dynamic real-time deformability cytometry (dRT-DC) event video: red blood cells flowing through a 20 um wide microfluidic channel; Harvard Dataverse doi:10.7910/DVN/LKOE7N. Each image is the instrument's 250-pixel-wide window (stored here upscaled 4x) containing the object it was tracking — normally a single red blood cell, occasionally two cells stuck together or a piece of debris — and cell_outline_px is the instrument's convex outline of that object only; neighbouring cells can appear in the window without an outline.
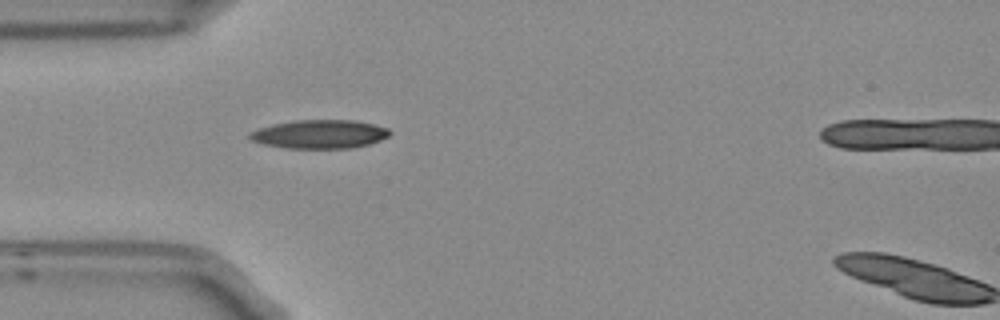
{"species": "Egyptian fruit bat (a non-hibernating species)", "species_latin": "Rousettus aegyptiacus", "temperature_condition": "room temperature", "stored_images_in_passage": 2, "segment_of_instrument_passage": [1, 2], "camera_frame_rate_fps": 3000, "um_per_image_px": 0.085, "frame": {"image": 1, "passage_image": 1, "time_ms": 0.0, "image_size_px": [1000, 320], "cell_outline_px": [[392, 132], [388, 136], [380, 140], [368, 144], [352, 148], [288, 148], [264, 144], [252, 140], [248, 136], [248, 132], [272, 124], [296, 120], [356, 120], [388, 128]], "centroid_in_image_um": [27.17, 11.4], "position_along_channel_um": 57.8, "area_um2": 23.29}}